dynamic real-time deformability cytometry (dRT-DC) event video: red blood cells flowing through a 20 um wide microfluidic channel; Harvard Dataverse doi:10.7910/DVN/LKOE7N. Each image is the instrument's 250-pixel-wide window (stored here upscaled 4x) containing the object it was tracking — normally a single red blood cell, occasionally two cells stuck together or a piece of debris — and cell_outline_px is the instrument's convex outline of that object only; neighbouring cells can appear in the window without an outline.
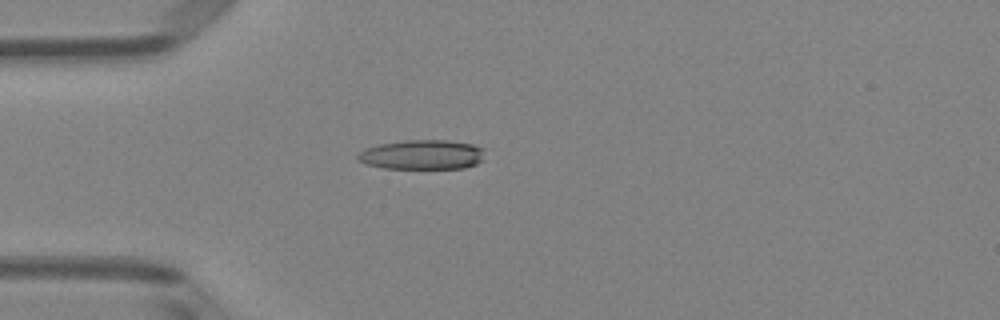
{"species": "Egyptian fruit bat (a non-hibernating species)", "species_latin": "Rousettus aegyptiacus", "temperature_condition": "room temperature", "stored_images_in_passage": 37, "camera_frame_rate_fps": 3000, "um_per_image_px": 0.085, "animal": {"sex": "female"}, "frame": {"image": 1, "passage_image": 1, "time_ms": 0.0, "image_size_px": [1000, 320], "cell_outline_px": [[484, 148], [480, 160], [476, 164], [464, 168], [384, 168], [364, 164], [356, 160], [356, 156], [364, 148], [380, 144], [408, 140], [448, 140], [472, 144]], "centroid_in_image_um": [35.83, 13.14], "position_along_channel_um": 49.2, "area_um2": 21.85}}
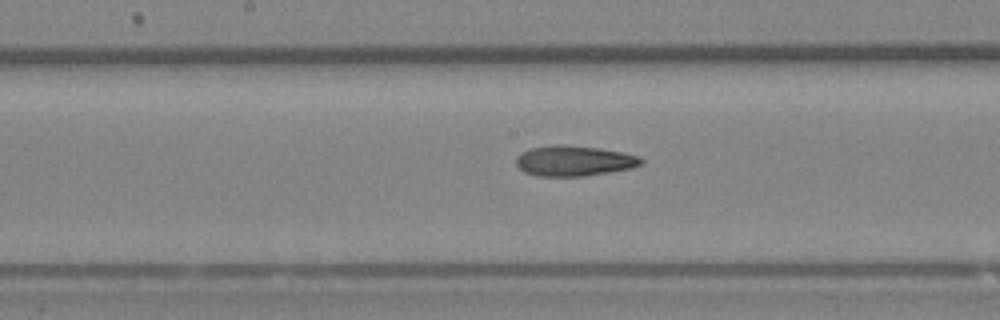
{"frame": {"image": 2, "passage_image": 13, "time_ms": 4.0, "image_size_px": [1000, 320], "cell_outline_px": [[644, 164], [632, 168], [584, 176], [536, 176], [524, 172], [516, 164], [516, 156], [520, 152], [528, 148], [560, 144], [596, 148], [620, 152], [640, 156], [644, 160]], "centroid_in_image_um": [48.77, 13.67], "position_along_channel_um": 199.4, "area_um2": 22.2}}
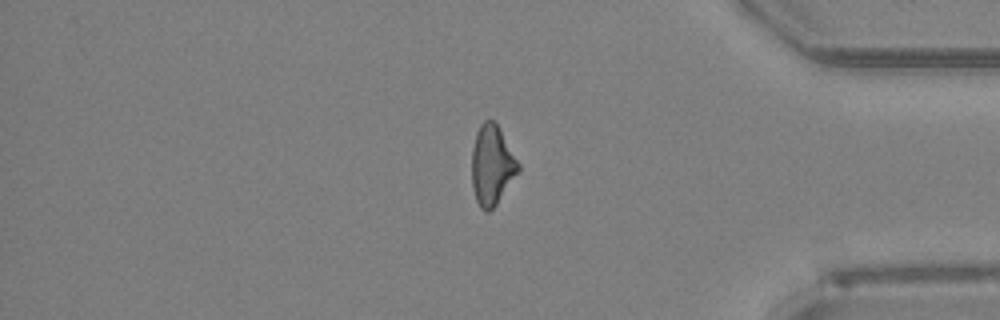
{"frame": {"image": 3, "passage_image": 29, "time_ms": 9.333, "image_size_px": [1000, 320], "cell_outline_px": [[520, 168], [496, 204], [488, 212], [484, 212], [480, 208], [476, 200], [472, 188], [472, 148], [476, 132], [480, 124], [484, 120], [492, 120], [496, 124], [520, 164]], "centroid_in_image_um": [41.78, 14.05], "position_along_channel_um": 393.4, "area_um2": 21.27}, "authors_computed_cell_mechanics": {"area_um2": 21.7328, "velocity_mm_per_s": 4.0836, "shape_relaxation_time_tau1_ms": null, "shape_relaxation_time_tau2_ms": 7.2704, "deformation_change_tau1": null, "deformation_change_tau2": 0.211}}